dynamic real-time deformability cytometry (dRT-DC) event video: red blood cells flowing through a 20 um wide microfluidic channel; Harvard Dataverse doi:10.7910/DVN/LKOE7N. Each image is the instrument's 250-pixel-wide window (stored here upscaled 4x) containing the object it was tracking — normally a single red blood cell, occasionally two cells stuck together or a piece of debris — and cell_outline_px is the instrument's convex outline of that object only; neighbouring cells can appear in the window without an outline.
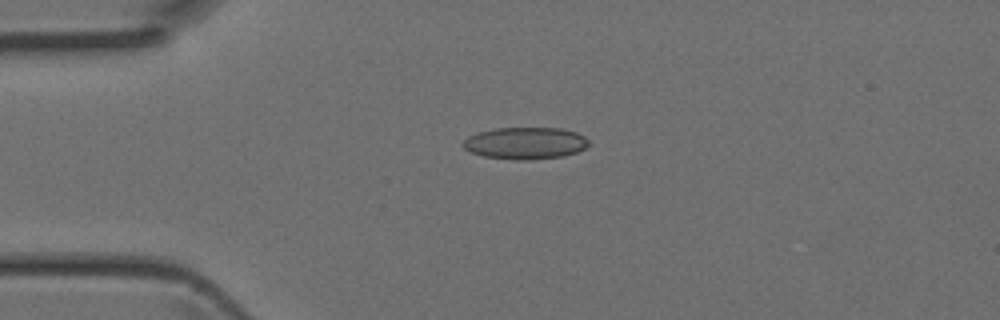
{"species": "Egyptian fruit bat (a non-hibernating species)", "species_latin": "Rousettus aegyptiacus", "temperature_condition": "room temperature", "stored_images_in_passage": 2, "camera_frame_rate_fps": 3000, "um_per_image_px": 0.085, "animal": {"sex": "female"}, "frame": {"image": 1, "passage_image": 1, "time_ms": 0.0, "image_size_px": [1000, 320], "cell_outline_px": [[588, 144], [584, 148], [576, 152], [564, 156], [528, 160], [516, 160], [484, 156], [472, 152], [464, 148], [460, 144], [468, 136], [480, 132], [496, 128], [560, 128], [576, 132], [584, 136], [588, 140]], "centroid_in_image_um": [44.64, 12.17], "position_along_channel_um": 40.4, "area_um2": 23.29}}